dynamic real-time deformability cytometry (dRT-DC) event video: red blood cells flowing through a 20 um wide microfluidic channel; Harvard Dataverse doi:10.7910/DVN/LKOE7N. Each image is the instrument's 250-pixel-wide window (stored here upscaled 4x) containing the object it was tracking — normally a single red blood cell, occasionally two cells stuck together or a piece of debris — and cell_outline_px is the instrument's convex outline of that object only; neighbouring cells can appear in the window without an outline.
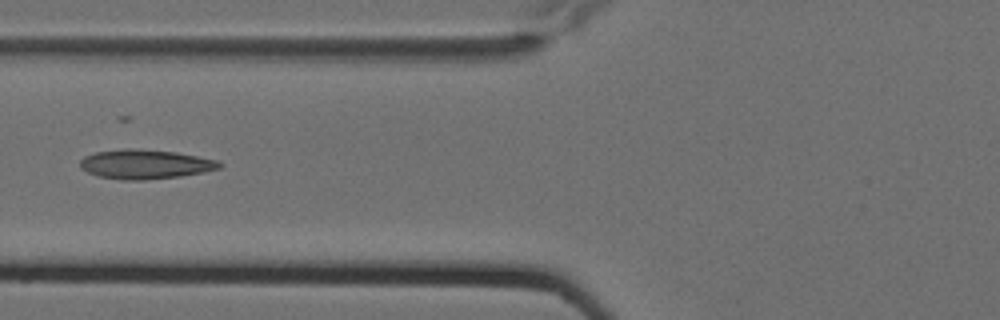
{"species": "Egyptian fruit bat (a non-hibernating species)", "species_latin": "Rousettus aegyptiacus", "temperature_condition": "cold", "stored_images_in_passage": 7, "camera_frame_rate_fps": 3000, "um_per_image_px": 0.085, "animal": {"sex": "female"}, "frame": {"image": 1, "passage_image": 7, "time_ms": 2.0, "image_size_px": [1000, 320], "cell_outline_px": [[224, 164], [220, 168], [204, 172], [180, 176], [144, 180], [124, 180], [100, 176], [88, 172], [80, 168], [80, 160], [84, 156], [96, 152], [124, 148], [136, 148], [176, 152], [220, 160]], "centroid_in_image_um": [12.38, 13.95], "position_along_channel_um": 113.4, "area_um2": 23.99}}